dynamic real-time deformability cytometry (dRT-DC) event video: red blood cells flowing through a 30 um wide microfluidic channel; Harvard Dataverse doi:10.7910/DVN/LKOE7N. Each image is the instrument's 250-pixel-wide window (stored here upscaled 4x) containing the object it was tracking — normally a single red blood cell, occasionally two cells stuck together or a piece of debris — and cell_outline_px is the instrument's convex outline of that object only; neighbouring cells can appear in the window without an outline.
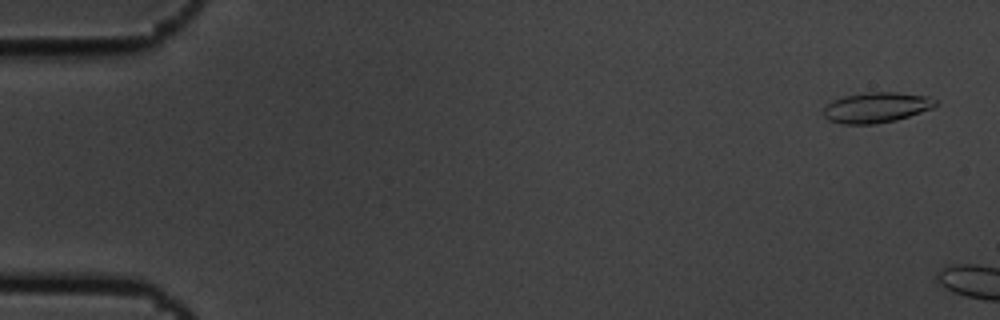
{"species": "common noctule bat (a hibernating species)", "species_latin": "Nyctalus noctula", "temperature_condition": "cold", "stored_images_in_passage": 7, "camera_frame_rate_fps": 3000, "um_per_image_px": 0.085, "animal": {"sex": "male", "body_mass_g": 19.5, "forearm_length_mm": 54.6}, "frame": {"image": 1, "passage_image": 1, "time_ms": 0.0, "image_size_px": [1000, 320], "cell_outline_px": [[936, 104], [932, 108], [896, 120], [876, 124], [840, 124], [828, 120], [824, 116], [824, 108], [832, 100], [844, 96], [868, 92], [896, 92], [928, 96], [936, 100]], "centroid_in_image_um": [74.46, 9.14], "position_along_channel_um": 10.5, "area_um2": 19.77}}
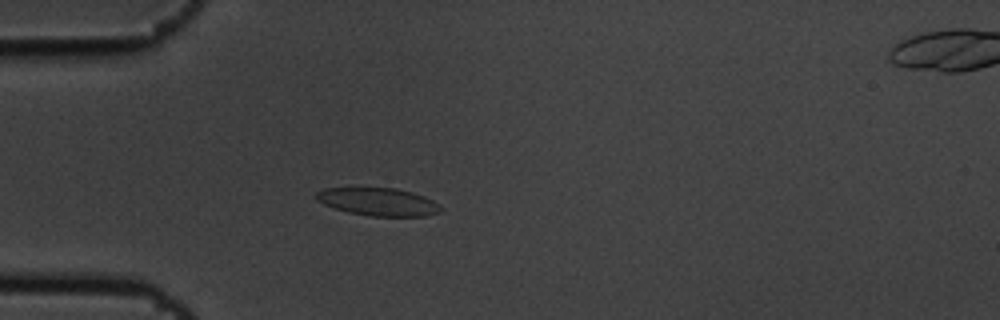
{"frame": {"image": 2, "passage_image": 6, "time_ms": 1.667, "image_size_px": [1000, 320], "cell_outline_px": [[444, 208], [440, 212], [424, 216], [372, 216], [348, 212], [324, 204], [316, 200], [316, 192], [324, 188], [396, 188], [412, 192], [424, 196], [440, 204]], "centroid_in_image_um": [32.18, 17.15], "position_along_channel_um": 52.8, "area_um2": 20.17}}